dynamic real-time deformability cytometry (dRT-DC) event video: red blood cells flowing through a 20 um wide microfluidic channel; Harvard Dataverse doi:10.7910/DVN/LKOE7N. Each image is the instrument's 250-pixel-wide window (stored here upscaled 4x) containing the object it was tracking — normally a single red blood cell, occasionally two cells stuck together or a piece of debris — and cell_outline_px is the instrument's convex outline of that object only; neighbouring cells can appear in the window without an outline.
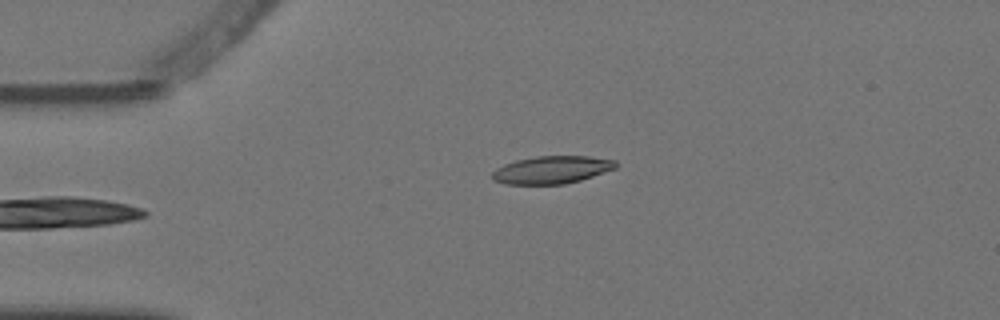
{"species": "Egyptian fruit bat (a non-hibernating species)", "species_latin": "Rousettus aegyptiacus", "temperature_condition": "warm", "stored_images_in_passage": 5, "camera_frame_rate_fps": 3000, "um_per_image_px": 0.085, "animal": {"sex": "female"}, "frame": {"image": 1, "passage_image": 5, "time_ms": 1.333, "image_size_px": [1000, 320], "cell_outline_px": [[616, 168], [580, 180], [564, 184], [504, 184], [492, 180], [492, 172], [496, 168], [504, 164], [516, 160], [536, 156], [588, 156], [616, 160]], "centroid_in_image_um": [46.87, 14.43], "position_along_channel_um": 38.1, "area_um2": 19.88}}